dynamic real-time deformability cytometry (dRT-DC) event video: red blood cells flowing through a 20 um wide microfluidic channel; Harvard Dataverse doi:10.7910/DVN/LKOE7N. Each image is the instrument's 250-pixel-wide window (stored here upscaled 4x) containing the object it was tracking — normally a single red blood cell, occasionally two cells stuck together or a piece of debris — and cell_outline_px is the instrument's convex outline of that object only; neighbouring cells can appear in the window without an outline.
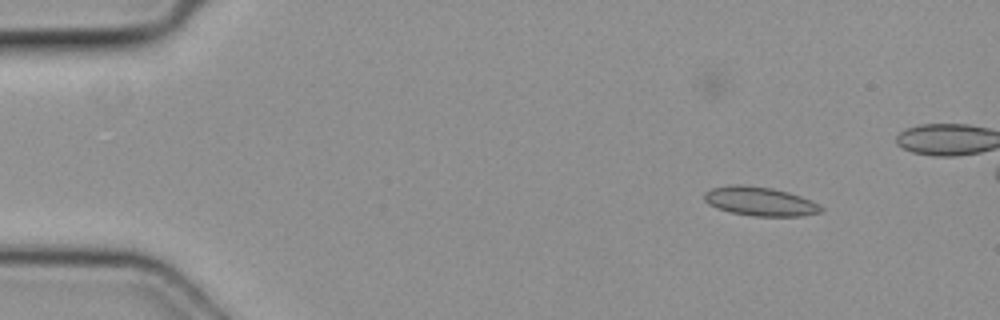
{"species": "common noctule bat (a hibernating species)", "species_latin": "Nyctalus noctula", "temperature_condition": "cold", "stored_images_in_passage": 3, "camera_frame_rate_fps": 3000, "um_per_image_px": 0.085, "animal": {"sex": "female", "body_mass_g": 19.3, "forearm_length_mm": 54.1}, "frame": {"image": 1, "passage_image": 1, "time_ms": 0.0, "image_size_px": [1000, 320], "cell_outline_px": [[824, 208], [820, 212], [800, 216], [752, 216], [732, 212], [716, 208], [708, 204], [704, 200], [704, 192], [712, 188], [728, 184], [744, 184], [772, 188], [788, 192], [812, 200], [820, 204]], "centroid_in_image_um": [64.58, 17.1], "position_along_channel_um": 20.4, "area_um2": 19.88}}